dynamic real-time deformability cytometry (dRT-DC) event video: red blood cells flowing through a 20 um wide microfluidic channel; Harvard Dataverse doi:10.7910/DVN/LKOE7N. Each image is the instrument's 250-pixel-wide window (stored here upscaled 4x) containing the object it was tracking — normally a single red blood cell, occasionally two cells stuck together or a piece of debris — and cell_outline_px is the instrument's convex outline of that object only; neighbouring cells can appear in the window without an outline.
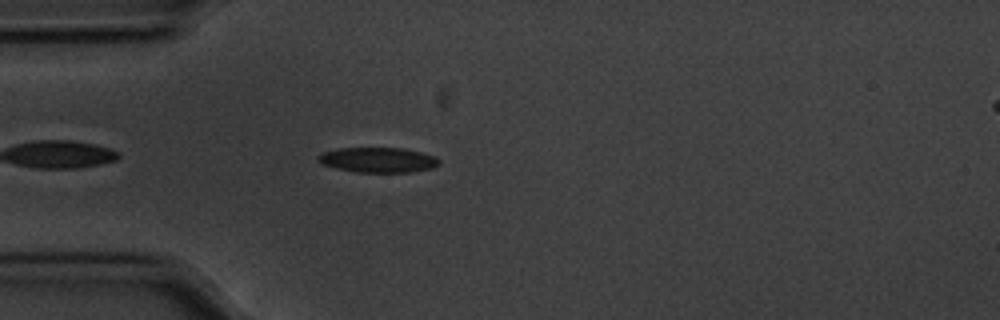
{"species": "common noctule bat (a hibernating species)", "species_latin": "Nyctalus noctula", "temperature_condition": "cold", "stored_images_in_passage": 39, "camera_frame_rate_fps": 3000, "um_per_image_px": 0.085, "animal": {"sex": "male", "body_mass_g": 20.1, "forearm_length_mm": 53.5}, "frame": {"image": 1, "passage_image": 1, "time_ms": 0.0, "image_size_px": [1000, 320], "cell_outline_px": [[440, 164], [432, 168], [408, 172], [356, 172], [324, 164], [316, 160], [316, 156], [324, 152], [340, 148], [404, 148], [420, 152], [432, 156], [440, 160]], "centroid_in_image_um": [32.14, 13.59], "position_along_channel_um": 52.9, "area_um2": 17.4}, "authors_computed_cell_mechanics": {"area_um2": 17.629, "velocity_mm_per_s": 3.5624, "shape_relaxation_time_tau1_ms": 2.135, "shape_relaxation_time_tau2_ms": null, "deformation_change_tau1": 0.0989, "deformation_change_tau2": null}}